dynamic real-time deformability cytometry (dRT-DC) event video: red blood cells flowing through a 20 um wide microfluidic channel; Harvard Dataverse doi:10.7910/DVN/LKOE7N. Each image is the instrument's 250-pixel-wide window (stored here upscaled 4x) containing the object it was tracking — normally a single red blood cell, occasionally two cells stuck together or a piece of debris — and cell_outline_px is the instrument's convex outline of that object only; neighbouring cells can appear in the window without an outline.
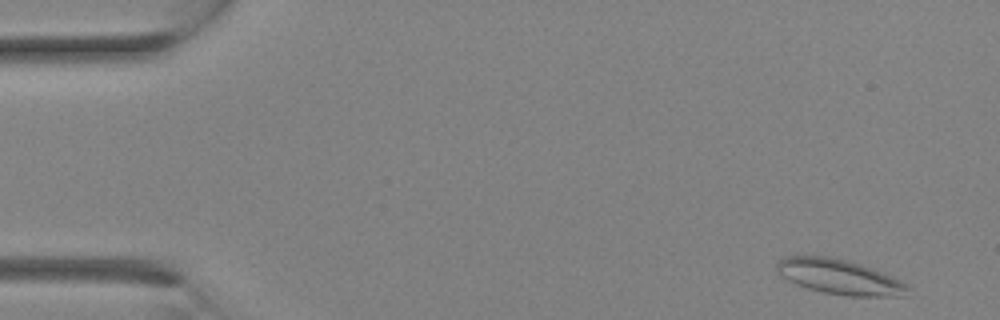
{"species": "Egyptian fruit bat (a non-hibernating species)", "species_latin": "Rousettus aegyptiacus", "temperature_condition": "room temperature", "stored_images_in_passage": 9, "camera_frame_rate_fps": 3000, "um_per_image_px": 0.085, "animal": {"sex": "female"}, "frame": {"image": 1, "passage_image": 2, "time_ms": 0.333, "image_size_px": [1000, 320], "cell_outline_px": [[908, 288], [904, 296], [848, 296], [820, 292], [796, 284], [780, 276], [776, 272], [776, 264], [784, 256], [828, 256], [848, 260], [872, 268], [892, 276], [908, 284]], "centroid_in_image_um": [71.32, 23.53], "position_along_channel_um": 13.7, "area_um2": 26.76}}